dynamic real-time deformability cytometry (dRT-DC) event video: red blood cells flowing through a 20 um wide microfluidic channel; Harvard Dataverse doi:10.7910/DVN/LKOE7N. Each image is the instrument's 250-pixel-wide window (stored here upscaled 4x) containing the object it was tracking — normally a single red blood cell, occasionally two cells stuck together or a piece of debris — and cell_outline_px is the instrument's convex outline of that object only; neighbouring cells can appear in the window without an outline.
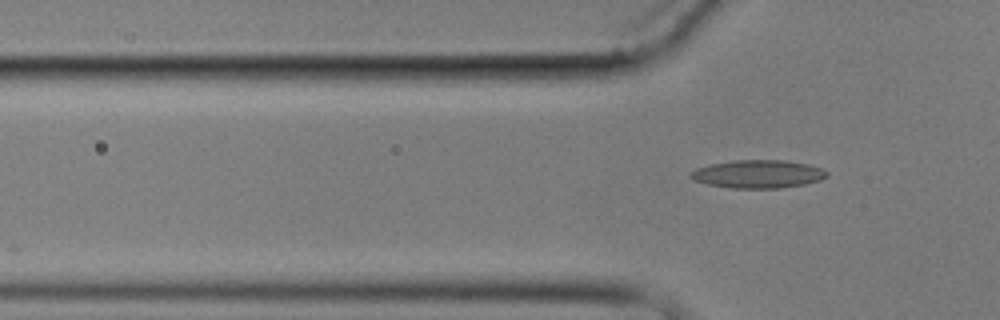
{"species": "common noctule bat (a hibernating species)", "species_latin": "Nyctalus noctula", "temperature_condition": "cold", "stored_images_in_passage": 5, "camera_frame_rate_fps": 3000, "um_per_image_px": 0.085, "animal": {"sex": "male", "body_mass_g": 17.9}, "frame": {"image": 1, "passage_image": 5, "time_ms": 5.667, "image_size_px": [1000, 320], "cell_outline_px": [[828, 176], [820, 180], [804, 184], [780, 188], [728, 188], [708, 184], [696, 180], [688, 176], [696, 168], [712, 164], [736, 160], [784, 160], [808, 164], [824, 168], [828, 172]], "centroid_in_image_um": [64.48, 14.79], "position_along_channel_um": 61.3, "area_um2": 22.25}}